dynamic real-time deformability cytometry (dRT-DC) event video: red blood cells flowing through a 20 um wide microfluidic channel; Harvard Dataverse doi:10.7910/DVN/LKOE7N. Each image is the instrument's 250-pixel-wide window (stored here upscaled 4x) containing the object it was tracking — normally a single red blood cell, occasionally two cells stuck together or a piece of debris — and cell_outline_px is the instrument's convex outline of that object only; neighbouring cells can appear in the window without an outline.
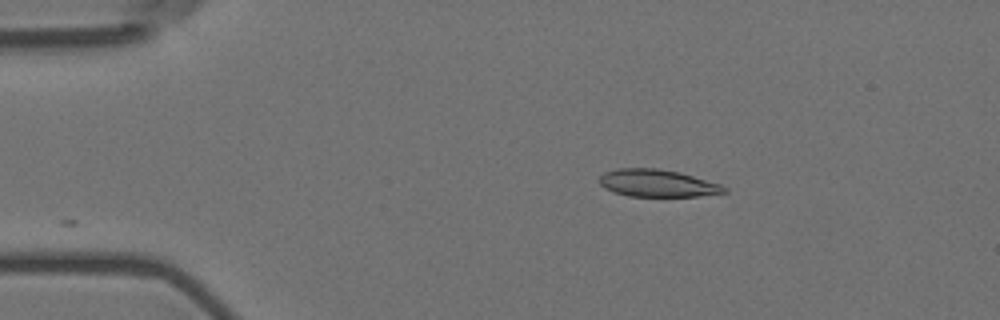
{"species": "Egyptian fruit bat (a non-hibernating species)", "species_latin": "Rousettus aegyptiacus", "temperature_condition": "room temperature", "stored_images_in_passage": 28, "camera_frame_rate_fps": 3000, "um_per_image_px": 0.085, "animal": {"sex": "female"}, "frame": {"image": 1, "passage_image": 1, "time_ms": 0.0, "image_size_px": [1000, 320], "cell_outline_px": [[728, 192], [696, 196], [628, 196], [612, 192], [604, 188], [600, 184], [600, 176], [604, 172], [616, 168], [660, 168], [680, 172], [720, 184], [728, 188]], "centroid_in_image_um": [55.86, 15.56], "position_along_channel_um": 29.1, "area_um2": 20.0}}
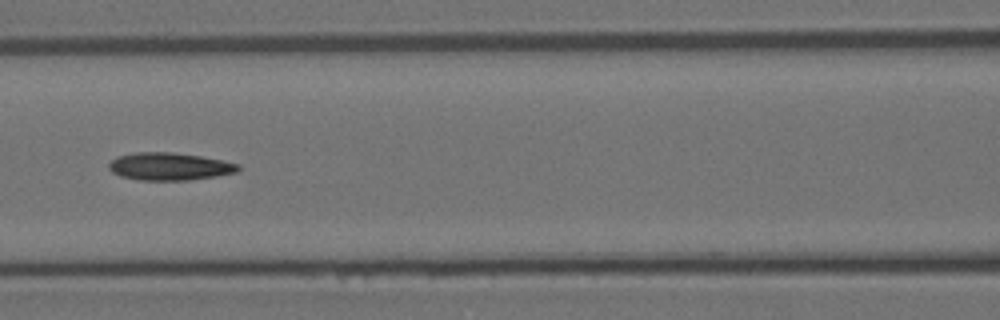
{"frame": {"image": 2, "passage_image": 16, "time_ms": 5.0, "image_size_px": [1000, 320], "cell_outline_px": [[240, 168], [236, 172], [216, 176], [188, 180], [140, 180], [120, 176], [112, 172], [108, 168], [108, 164], [116, 156], [136, 152], [172, 152], [200, 156], [240, 164]], "centroid_in_image_um": [14.37, 14.14], "position_along_channel_um": 152.2, "area_um2": 20.75}}
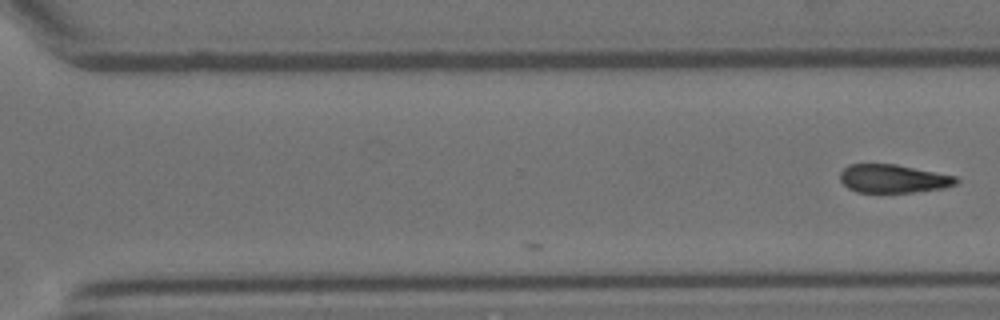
{"frame": {"image": 3, "passage_image": 28, "time_ms": 9.0, "image_size_px": [1000, 320], "cell_outline_px": [[960, 180], [956, 184], [944, 188], [912, 192], [856, 192], [848, 188], [840, 180], [840, 172], [848, 164], [896, 164], [956, 176]], "centroid_in_image_um": [75.92, 15.18], "position_along_channel_um": 294.7, "area_um2": 19.19}}